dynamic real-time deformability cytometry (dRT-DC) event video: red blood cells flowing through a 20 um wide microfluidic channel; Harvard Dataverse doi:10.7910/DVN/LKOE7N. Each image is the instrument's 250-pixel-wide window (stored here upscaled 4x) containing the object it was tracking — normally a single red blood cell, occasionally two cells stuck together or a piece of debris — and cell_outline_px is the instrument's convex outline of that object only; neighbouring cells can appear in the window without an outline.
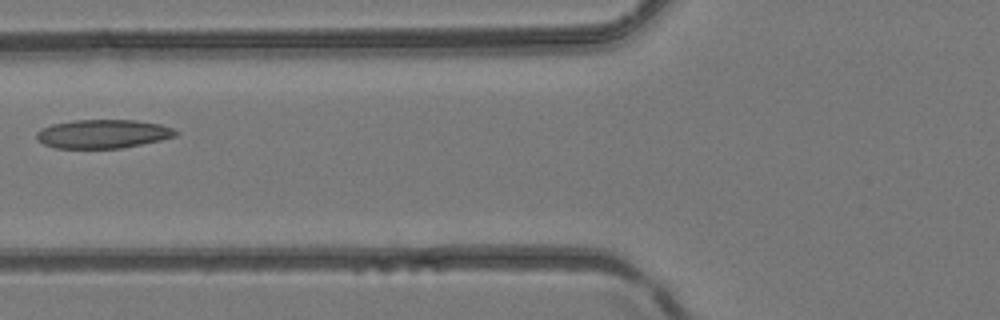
{"species": "common noctule bat (a hibernating species)", "species_latin": "Nyctalus noctula", "temperature_condition": "room temperature", "stored_images_in_passage": 3, "camera_frame_rate_fps": 3000, "um_per_image_px": 0.085, "animal": {"sex": "female", "body_mass_g": 24.6, "forearm_length_mm": 56.2}, "frame": {"image": 1, "passage_image": 3, "time_ms": 0.667, "image_size_px": [1000, 320], "cell_outline_px": [[180, 132], [176, 136], [160, 140], [120, 148], [56, 148], [44, 144], [36, 140], [36, 132], [40, 128], [52, 124], [76, 120], [136, 120], [160, 124], [172, 128]], "centroid_in_image_um": [8.73, 11.37], "position_along_channel_um": 117.1, "area_um2": 23.29}}